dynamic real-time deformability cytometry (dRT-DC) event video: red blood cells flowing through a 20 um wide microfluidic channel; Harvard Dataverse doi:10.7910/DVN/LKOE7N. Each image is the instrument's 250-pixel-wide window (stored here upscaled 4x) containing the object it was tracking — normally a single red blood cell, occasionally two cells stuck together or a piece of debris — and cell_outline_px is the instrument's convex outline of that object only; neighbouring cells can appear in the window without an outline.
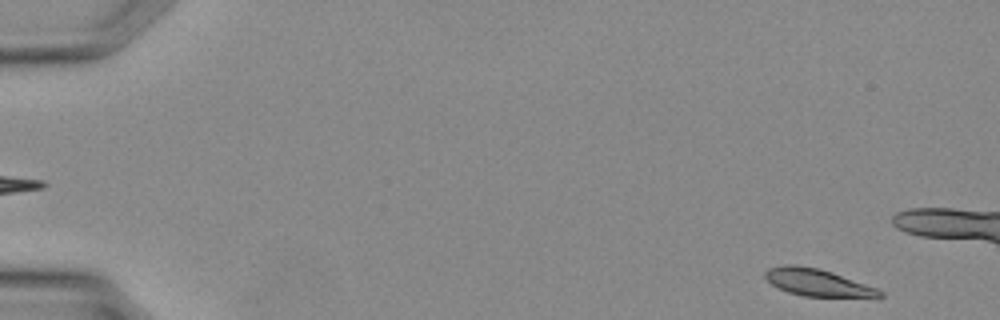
{"species": "Egyptian fruit bat (a non-hibernating species)", "species_latin": "Rousettus aegyptiacus", "temperature_condition": "warm", "stored_images_in_passage": 11, "camera_frame_rate_fps": 3000, "um_per_image_px": 0.085, "animal": {"sex": "female"}, "frame": {"image": 1, "passage_image": 1, "time_ms": 0.0, "image_size_px": [1000, 320], "cell_outline_px": [[884, 296], [804, 296], [788, 292], [772, 284], [764, 276], [764, 272], [768, 268], [784, 264], [796, 264], [816, 268], [832, 272], [876, 288], [884, 292]], "centroid_in_image_um": [69.42, 23.99], "position_along_channel_um": 15.6, "area_um2": 17.69}}